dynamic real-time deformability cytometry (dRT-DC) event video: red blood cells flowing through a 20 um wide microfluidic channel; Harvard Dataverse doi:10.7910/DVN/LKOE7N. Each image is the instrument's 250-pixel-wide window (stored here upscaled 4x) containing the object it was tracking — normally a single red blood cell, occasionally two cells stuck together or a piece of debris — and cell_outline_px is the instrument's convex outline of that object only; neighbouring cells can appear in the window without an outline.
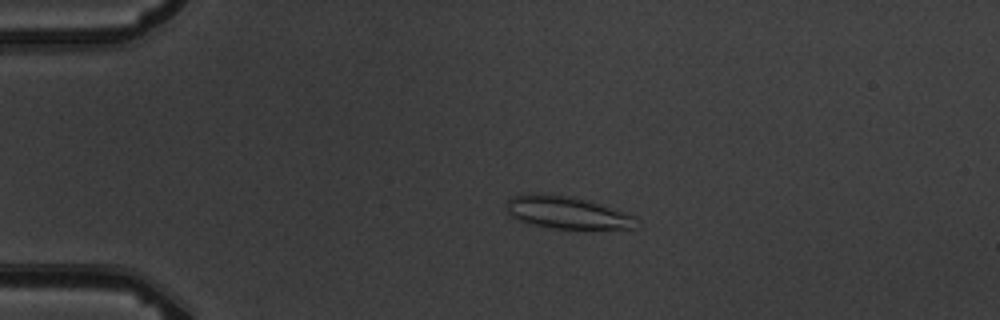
{"species": "common noctule bat (a hibernating species)", "species_latin": "Nyctalus noctula", "temperature_condition": "warm", "stored_images_in_passage": 5, "camera_frame_rate_fps": 3000, "um_per_image_px": 0.085, "animal": {"sex": "male", "body_mass_g": 19.5, "forearm_length_mm": 54.6}, "frame": {"image": 1, "passage_image": 4, "time_ms": 3.667, "image_size_px": [1000, 320], "cell_outline_px": [[636, 216], [632, 228], [584, 232], [548, 228], [528, 224], [508, 216], [508, 200], [512, 196], [520, 192], [540, 192], [572, 196], [588, 200]], "centroid_in_image_um": [48.15, 18.1], "position_along_channel_um": 36.9, "area_um2": 25.89}}